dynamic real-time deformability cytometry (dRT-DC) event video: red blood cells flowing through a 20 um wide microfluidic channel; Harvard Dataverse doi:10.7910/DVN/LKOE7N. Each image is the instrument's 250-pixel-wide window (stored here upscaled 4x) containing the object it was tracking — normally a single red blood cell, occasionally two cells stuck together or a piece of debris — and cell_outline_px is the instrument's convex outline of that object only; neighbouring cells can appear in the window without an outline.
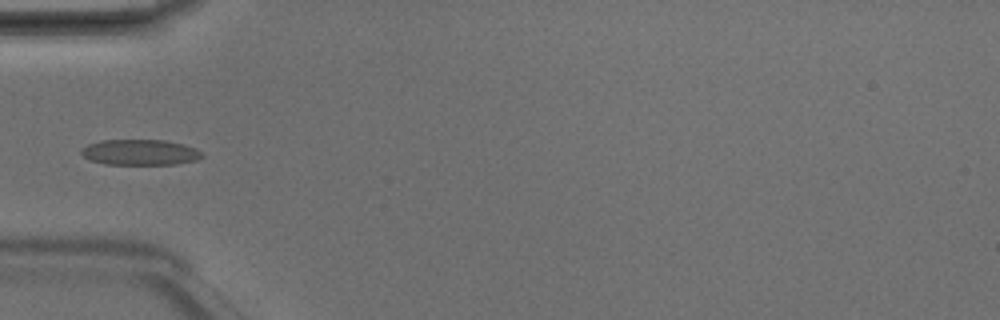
{"species": "Egyptian fruit bat (a non-hibernating species)", "species_latin": "Rousettus aegyptiacus", "temperature_condition": "room temperature", "stored_images_in_passage": 5, "camera_frame_rate_fps": 3000, "um_per_image_px": 0.085, "animal": {"sex": "male"}, "frame": {"image": 1, "passage_image": 4, "time_ms": 1.0, "image_size_px": [1000, 320], "cell_outline_px": [[204, 156], [196, 160], [176, 164], [104, 164], [88, 160], [80, 152], [80, 148], [88, 144], [100, 140], [164, 140], [184, 144], [196, 148]], "centroid_in_image_um": [11.87, 12.94], "position_along_channel_um": 73.1, "area_um2": 18.15}}